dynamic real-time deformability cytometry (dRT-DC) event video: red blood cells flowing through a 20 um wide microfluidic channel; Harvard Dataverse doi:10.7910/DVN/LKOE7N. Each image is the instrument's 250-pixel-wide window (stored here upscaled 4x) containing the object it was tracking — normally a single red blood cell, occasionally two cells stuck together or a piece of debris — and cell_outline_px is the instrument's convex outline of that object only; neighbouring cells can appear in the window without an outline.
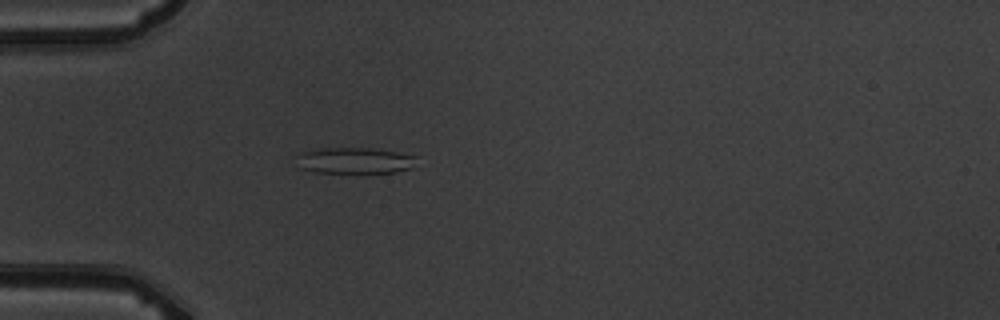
{"species": "common noctule bat (a hibernating species)", "species_latin": "Nyctalus noctula", "temperature_condition": "warm", "stored_images_in_passage": 2, "camera_frame_rate_fps": 3000, "um_per_image_px": 0.085, "animal": {"sex": "male", "body_mass_g": 19.5, "forearm_length_mm": 54.6}, "frame": {"image": 1, "passage_image": 2, "time_ms": 1.0, "image_size_px": [1000, 320], "cell_outline_px": [[416, 156], [412, 168], [396, 172], [316, 172], [300, 168], [296, 156], [296, 152], [320, 148], [376, 148]], "centroid_in_image_um": [30.09, 13.63], "position_along_channel_um": 54.9, "area_um2": 18.26}}